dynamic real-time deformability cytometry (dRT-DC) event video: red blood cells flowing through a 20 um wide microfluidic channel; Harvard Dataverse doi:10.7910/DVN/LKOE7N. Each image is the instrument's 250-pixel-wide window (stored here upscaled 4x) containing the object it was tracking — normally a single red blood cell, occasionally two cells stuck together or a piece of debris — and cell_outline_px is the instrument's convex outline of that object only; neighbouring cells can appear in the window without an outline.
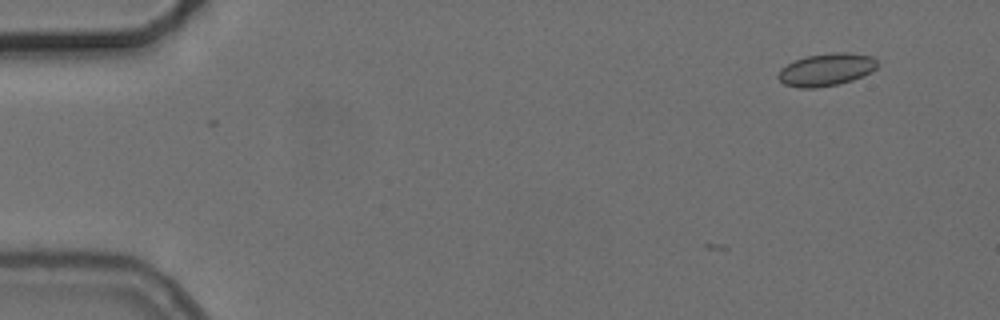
{"species": "common noctule bat (a hibernating species)", "species_latin": "Nyctalus noctula", "temperature_condition": "cold", "stored_images_in_passage": 4, "camera_frame_rate_fps": 3000, "um_per_image_px": 0.085, "animal": {"sex": "female", "body_mass_g": 24.6, "forearm_length_mm": 56.2}, "frame": {"image": 1, "passage_image": 1, "time_ms": 0.0, "image_size_px": [1000, 320], "cell_outline_px": [[880, 64], [872, 72], [852, 80], [836, 84], [816, 88], [800, 88], [784, 84], [776, 76], [780, 68], [796, 60], [808, 56], [832, 52], [848, 52], [872, 56]], "centroid_in_image_um": [70.25, 5.91], "position_along_channel_um": 14.7, "area_um2": 18.84}}